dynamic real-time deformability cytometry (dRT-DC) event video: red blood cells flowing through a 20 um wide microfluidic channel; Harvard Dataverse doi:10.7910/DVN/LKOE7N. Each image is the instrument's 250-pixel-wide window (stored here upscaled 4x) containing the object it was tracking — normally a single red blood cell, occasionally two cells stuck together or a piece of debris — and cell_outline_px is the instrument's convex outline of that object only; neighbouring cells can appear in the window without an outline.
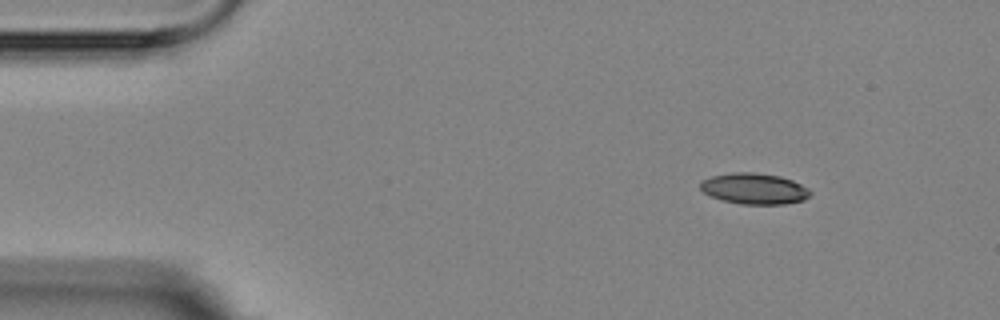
{"species": "Egyptian fruit bat (a non-hibernating species)", "species_latin": "Rousettus aegyptiacus", "temperature_condition": "room temperature", "stored_images_in_passage": 3, "camera_frame_rate_fps": 3000, "um_per_image_px": 0.085, "animal": {"sex": "female"}, "frame": {"image": 1, "passage_image": 1, "time_ms": 0.0, "image_size_px": [1000, 320], "cell_outline_px": [[812, 192], [804, 200], [784, 204], [740, 204], [720, 200], [704, 192], [700, 188], [700, 180], [712, 176], [732, 172], [752, 172], [780, 176], [792, 180], [808, 188]], "centroid_in_image_um": [64.09, 16.03], "position_along_channel_um": 20.9, "area_um2": 19.88}}